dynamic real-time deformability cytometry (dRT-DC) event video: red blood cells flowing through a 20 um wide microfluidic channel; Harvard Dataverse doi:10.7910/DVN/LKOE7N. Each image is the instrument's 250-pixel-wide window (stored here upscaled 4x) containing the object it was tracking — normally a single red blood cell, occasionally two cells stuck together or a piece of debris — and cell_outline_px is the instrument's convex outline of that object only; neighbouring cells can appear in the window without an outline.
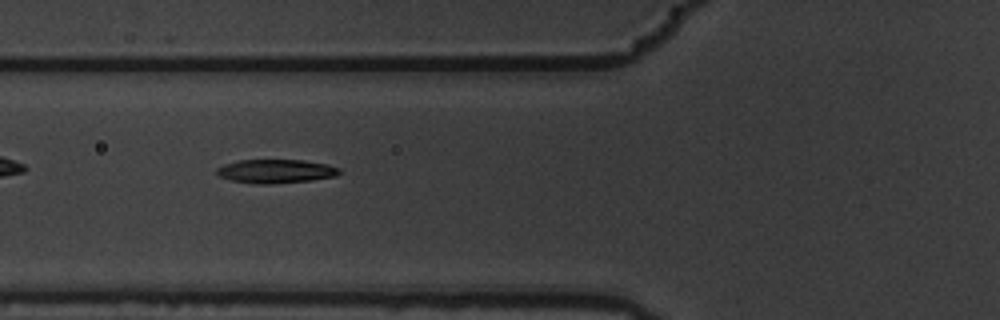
{"species": "common noctule bat (a hibernating species)", "species_latin": "Nyctalus noctula", "temperature_condition": "warm", "stored_images_in_passage": 11, "camera_frame_rate_fps": 3000, "um_per_image_px": 0.085, "animal": {"sex": "male", "body_mass_g": 19.5, "forearm_length_mm": 54.6}, "frame": {"image": 1, "passage_image": 2, "time_ms": 0.333, "image_size_px": [1000, 320], "cell_outline_px": [[340, 172], [336, 176], [312, 180], [272, 184], [252, 184], [232, 180], [220, 176], [216, 172], [216, 168], [224, 164], [240, 160], [304, 160], [328, 164], [340, 168]], "centroid_in_image_um": [23.46, 14.55], "position_along_channel_um": 102.3, "area_um2": 17.05}}
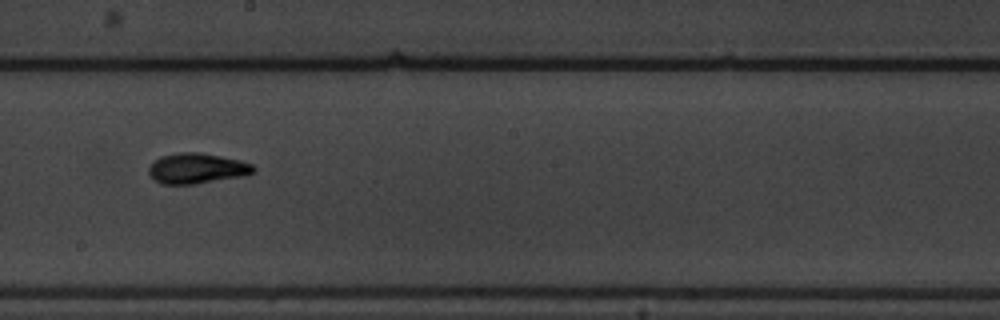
{"frame": {"image": 2, "passage_image": 5, "time_ms": 1.333, "image_size_px": [1000, 320], "cell_outline_px": [[256, 172], [244, 176], [192, 184], [164, 184], [156, 180], [148, 172], [148, 168], [160, 156], [180, 152], [200, 152], [240, 160], [252, 164], [256, 168]], "centroid_in_image_um": [16.77, 14.3], "position_along_channel_um": 231.4, "area_um2": 18.44}}
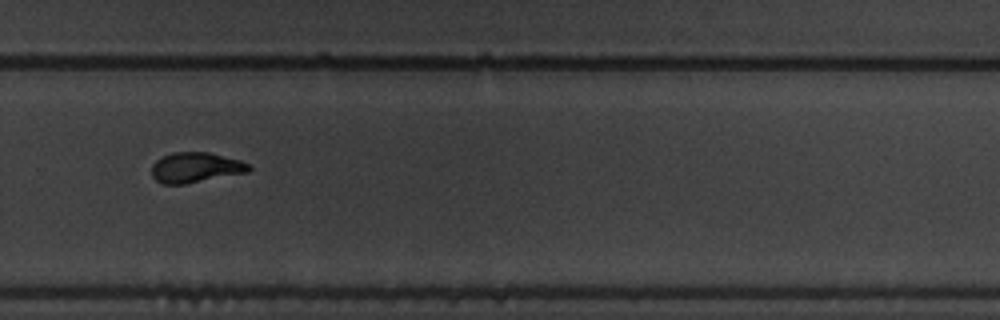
{"frame": {"image": 3, "passage_image": 7, "time_ms": 2.0, "image_size_px": [1000, 320], "cell_outline_px": [[252, 168], [248, 172], [184, 184], [164, 184], [156, 180], [152, 176], [152, 164], [160, 156], [172, 152], [208, 152], [240, 160], [248, 164]], "centroid_in_image_um": [16.6, 14.23], "position_along_channel_um": 313.2, "area_um2": 17.11}}